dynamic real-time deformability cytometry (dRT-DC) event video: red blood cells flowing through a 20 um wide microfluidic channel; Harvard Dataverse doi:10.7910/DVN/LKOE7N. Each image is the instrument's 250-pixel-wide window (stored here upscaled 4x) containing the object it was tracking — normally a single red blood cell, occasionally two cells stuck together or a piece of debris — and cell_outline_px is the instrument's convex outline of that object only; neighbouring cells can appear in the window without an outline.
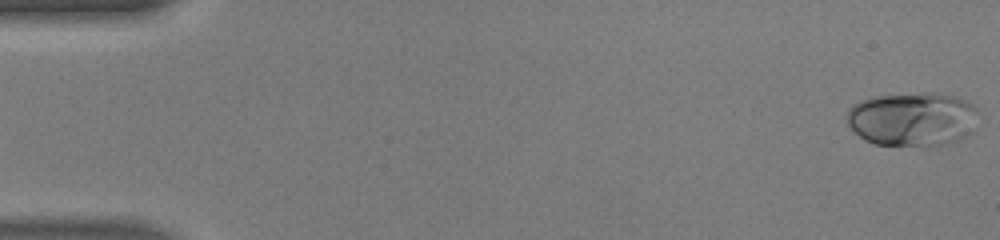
{"species": "human", "species_latin": "Homo sapiens", "temperature_condition": "warm", "stored_images_in_passage": 50, "camera_frame_rate_fps": 3000, "um_per_image_px": 0.085, "donor": {"sex": "male"}, "frame": {"image": 1, "passage_image": 1, "time_ms": 0.0, "image_size_px": [1000, 240], "cell_outline_px": [[980, 112], [976, 132], [960, 140], [948, 144], [876, 144], [864, 140], [848, 124], [844, 116], [848, 108], [852, 104], [860, 100], [876, 96], [924, 92], [940, 92], [960, 96], [968, 100]], "centroid_in_image_um": [77.65, 10.08], "position_along_channel_um": 7.3, "area_um2": 42.31}}
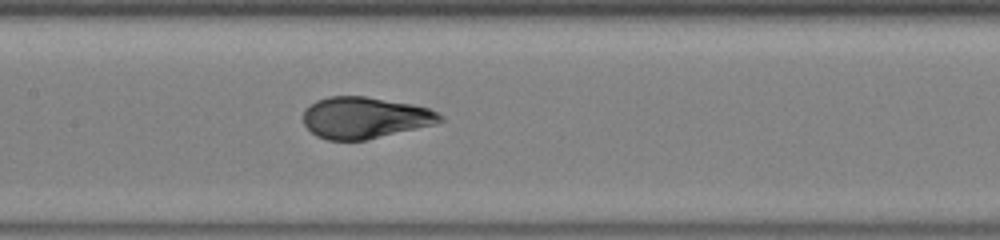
{"frame": {"image": 2, "passage_image": 25, "time_ms": 8.0, "image_size_px": [1000, 240], "cell_outline_px": [[444, 120], [436, 124], [364, 140], [328, 140], [316, 136], [304, 124], [304, 108], [316, 100], [328, 96], [364, 96], [412, 104], [428, 108], [444, 116]], "centroid_in_image_um": [31.0, 10.0], "position_along_channel_um": 176.4, "area_um2": 33.0}}
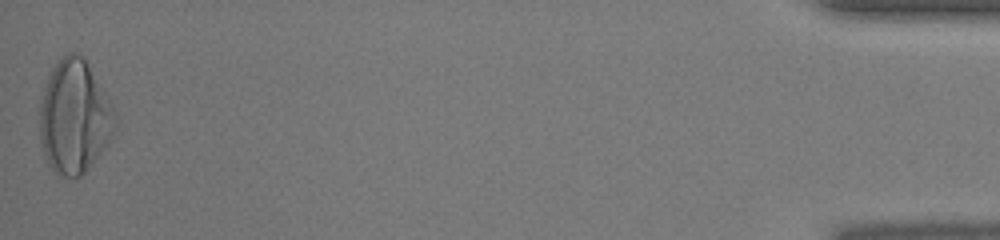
{"frame": {"image": 3, "passage_image": 50, "time_ms": 16.333, "image_size_px": [1000, 240], "cell_outline_px": [[116, 128], [108, 144], [84, 172], [80, 176], [64, 176], [56, 172], [48, 164], [40, 140], [40, 100], [48, 72], [60, 56], [68, 52], [76, 52], [84, 56], [112, 104], [116, 120]], "centroid_in_image_um": [6.31, 9.87], "position_along_channel_um": 428.9, "area_um2": 50.0}, "authors_computed_cell_mechanics": {"area_um2": 35.9227, "velocity_mm_per_s": 4.1689, "shape_relaxation_time_tau1_ms": 5.3549, "shape_relaxation_time_tau2_ms": null, "deformation_change_tau1": 0.2552, "deformation_change_tau2": null}}